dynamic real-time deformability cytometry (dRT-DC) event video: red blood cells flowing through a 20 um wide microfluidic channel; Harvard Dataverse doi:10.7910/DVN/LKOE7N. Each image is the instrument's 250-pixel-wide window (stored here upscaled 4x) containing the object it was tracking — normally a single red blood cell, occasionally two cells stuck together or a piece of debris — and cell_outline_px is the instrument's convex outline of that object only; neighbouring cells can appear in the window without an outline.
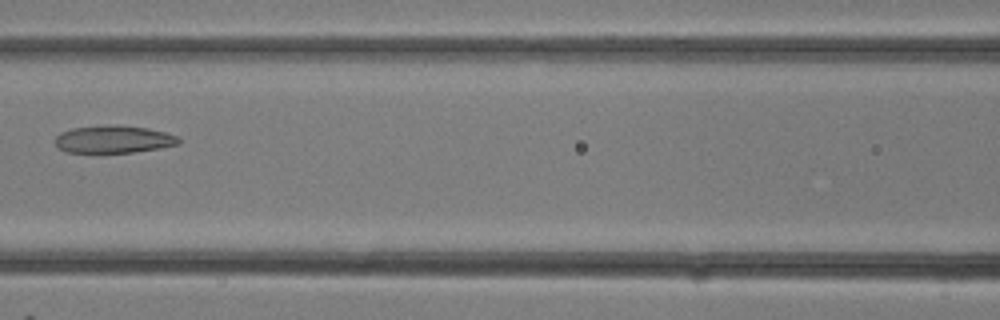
{"species": "common noctule bat (a hibernating species)", "species_latin": "Nyctalus noctula", "temperature_condition": "room temperature", "stored_images_in_passage": 9, "camera_frame_rate_fps": 3000, "um_per_image_px": 0.085, "animal": {"sex": "female"}, "frame": {"image": 1, "passage_image": 6, "time_ms": 1.667, "image_size_px": [1000, 320], "cell_outline_px": [[180, 144], [160, 148], [132, 152], [68, 152], [56, 148], [56, 136], [60, 132], [72, 128], [116, 124], [148, 128], [180, 136]], "centroid_in_image_um": [9.67, 11.83], "position_along_channel_um": 156.9, "area_um2": 19.88}}
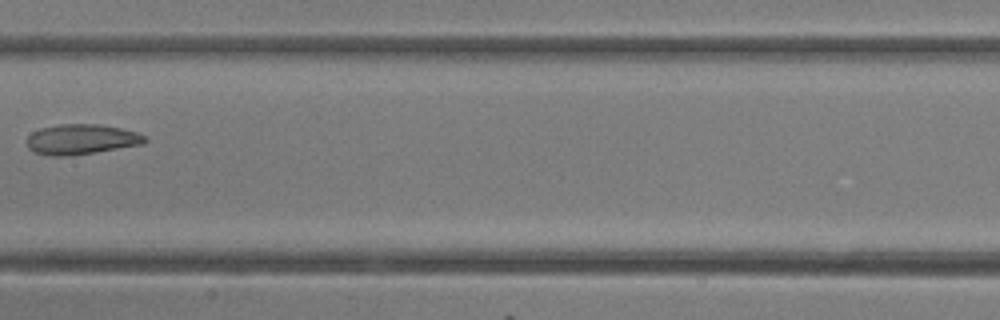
{"frame": {"image": 2, "passage_image": 8, "time_ms": 2.333, "image_size_px": [1000, 320], "cell_outline_px": [[148, 140], [144, 144], [68, 156], [52, 156], [36, 152], [28, 148], [28, 136], [32, 132], [40, 128], [60, 124], [100, 124], [120, 128], [136, 132], [148, 136]], "centroid_in_image_um": [6.95, 11.83], "position_along_channel_um": 200.5, "area_um2": 20.69}}